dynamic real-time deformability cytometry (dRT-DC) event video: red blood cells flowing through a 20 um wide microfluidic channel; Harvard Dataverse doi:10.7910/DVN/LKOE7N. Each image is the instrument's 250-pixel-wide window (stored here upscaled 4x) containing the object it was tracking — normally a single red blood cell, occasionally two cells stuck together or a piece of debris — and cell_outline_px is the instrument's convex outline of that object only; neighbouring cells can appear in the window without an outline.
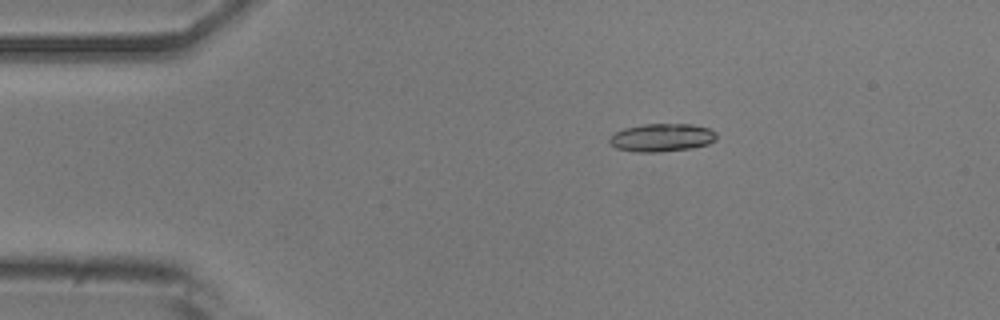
{"species": "common noctule bat (a hibernating species)", "species_latin": "Nyctalus noctula", "temperature_condition": "room temperature", "stored_images_in_passage": 44, "camera_frame_rate_fps": 3000, "um_per_image_px": 0.085, "animal": {"sex": "male", "body_mass_g": 20.5, "forearm_length_mm": 52.5}, "frame": {"image": 1, "passage_image": 1, "time_ms": 0.0, "image_size_px": [1000, 320], "cell_outline_px": [[716, 140], [708, 144], [692, 148], [660, 152], [636, 152], [616, 148], [608, 140], [616, 132], [624, 128], [644, 124], [692, 124], [708, 128], [716, 132]], "centroid_in_image_um": [56.28, 11.7], "position_along_channel_um": 28.7, "area_um2": 17.46}}
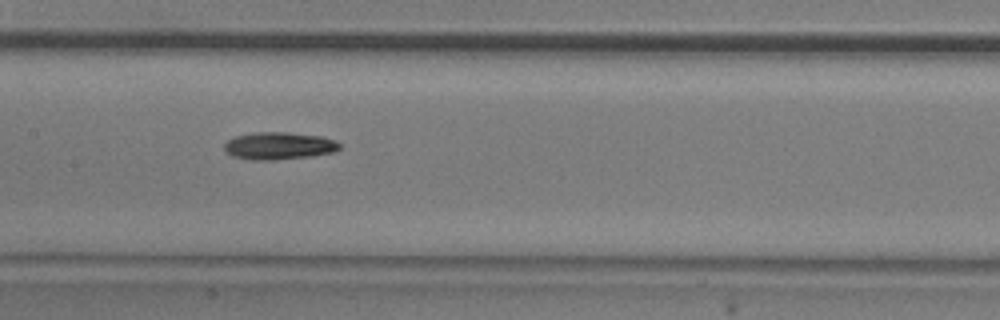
{"frame": {"image": 2, "passage_image": 17, "time_ms": 5.333, "image_size_px": [1000, 320], "cell_outline_px": [[340, 148], [332, 152], [308, 156], [272, 160], [252, 160], [232, 156], [224, 148], [224, 144], [228, 140], [236, 136], [252, 132], [288, 132], [320, 136], [332, 140], [340, 144]], "centroid_in_image_um": [23.66, 12.39], "position_along_channel_um": 183.7, "area_um2": 18.15}}
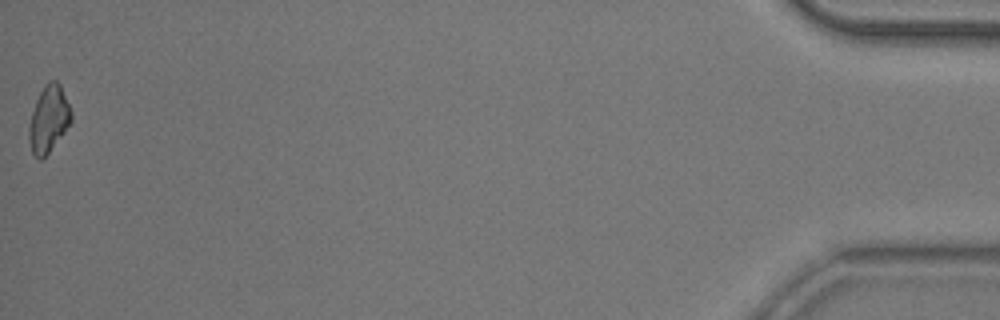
{"frame": {"image": 3, "passage_image": 44, "time_ms": 14.333, "image_size_px": [1000, 320], "cell_outline_px": [[72, 120], [64, 132], [48, 152], [40, 160], [32, 152], [28, 136], [28, 128], [32, 112], [36, 100], [44, 84], [48, 80], [56, 80], [60, 84], [72, 112]], "centroid_in_image_um": [4.13, 10.08], "position_along_channel_um": 431.1, "area_um2": 16.18}, "authors_computed_cell_mechanics": {"area_um2": 17.1377, "velocity_mm_per_s": 3.85, "shape_relaxation_time_tau1_ms": 11.3257, "shape_relaxation_time_tau2_ms": null, "deformation_change_tau1": 0.2323, "deformation_change_tau2": null}}